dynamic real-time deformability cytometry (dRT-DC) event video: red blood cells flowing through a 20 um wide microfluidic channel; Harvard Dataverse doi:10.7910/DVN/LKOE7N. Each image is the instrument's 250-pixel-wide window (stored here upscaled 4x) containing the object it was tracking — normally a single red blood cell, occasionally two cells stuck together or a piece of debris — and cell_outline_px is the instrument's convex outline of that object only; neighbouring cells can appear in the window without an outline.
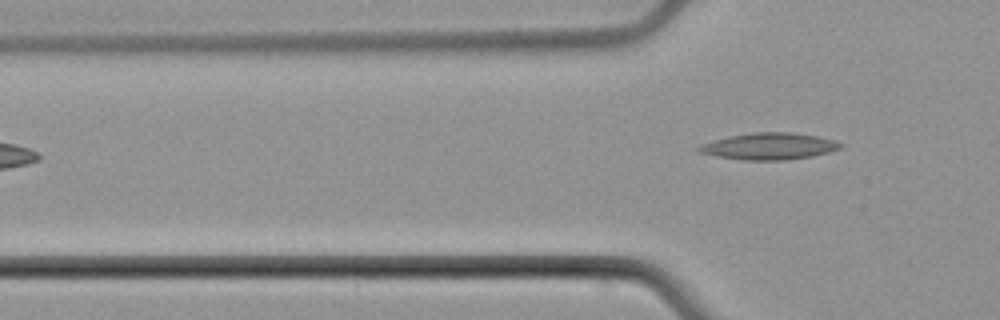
{"species": "common noctule bat (a hibernating species)", "species_latin": "Nyctalus noctula", "temperature_condition": "cold", "stored_images_in_passage": 3, "camera_frame_rate_fps": 3000, "um_per_image_px": 0.085, "animal": {"sex": "male", "body_mass_g": 21.5, "forearm_length_mm": 52.0}, "frame": {"image": 1, "passage_image": 3, "time_ms": 3.0, "image_size_px": [1000, 320], "cell_outline_px": [[844, 144], [840, 148], [828, 152], [812, 156], [784, 160], [744, 160], [716, 156], [700, 152], [696, 148], [700, 144], [712, 140], [728, 136], [752, 132], [788, 132], [816, 136], [836, 140]], "centroid_in_image_um": [65.36, 12.42], "position_along_channel_um": 60.4, "area_um2": 22.02}}